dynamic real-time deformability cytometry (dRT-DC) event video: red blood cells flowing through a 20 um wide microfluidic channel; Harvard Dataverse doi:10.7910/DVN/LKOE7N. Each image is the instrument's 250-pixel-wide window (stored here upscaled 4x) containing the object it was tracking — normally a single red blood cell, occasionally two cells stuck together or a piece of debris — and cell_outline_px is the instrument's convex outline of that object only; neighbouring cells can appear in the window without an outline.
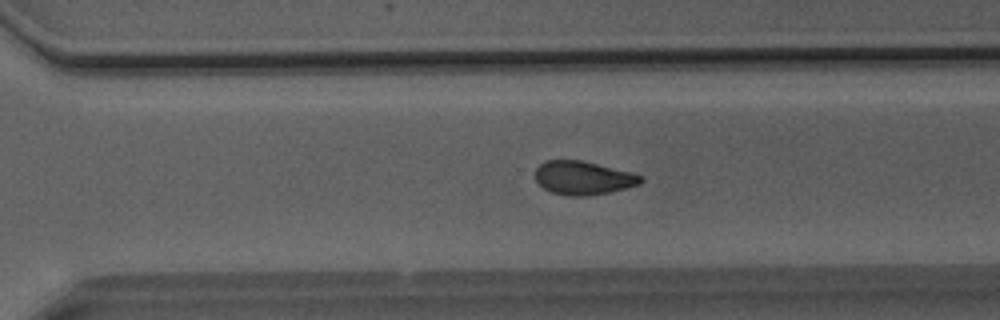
{"species": "Egyptian fruit bat (a non-hibernating species)", "species_latin": "Rousettus aegyptiacus", "temperature_condition": "room temperature", "stored_images_in_passage": 50, "camera_frame_rate_fps": 3000, "um_per_image_px": 0.085, "animal": {"sex": "male"}, "frame": {"image": 1, "passage_image": 35, "time_ms": 11.333, "image_size_px": [1000, 320], "cell_outline_px": [[644, 180], [640, 184], [608, 192], [588, 196], [568, 196], [552, 192], [544, 188], [536, 180], [536, 168], [544, 160], [580, 160], [632, 172], [644, 176]], "centroid_in_image_um": [49.58, 15.12], "position_along_channel_um": 321.0, "area_um2": 20.58}}
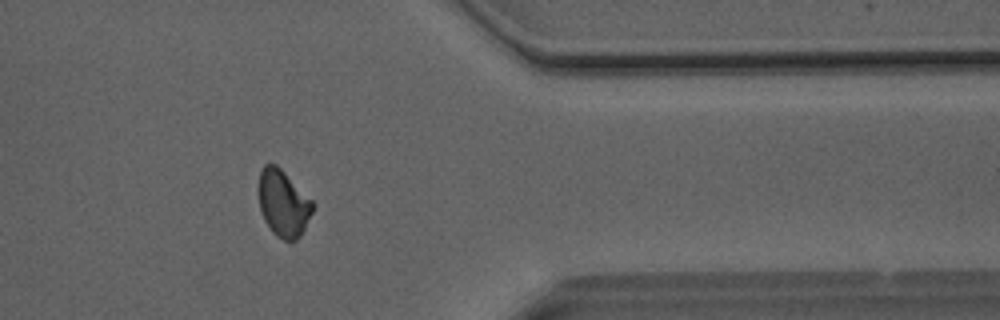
{"frame": {"image": 2, "passage_image": 41, "time_ms": 13.333, "image_size_px": [1000, 320], "cell_outline_px": [[316, 204], [300, 236], [296, 240], [284, 240], [276, 236], [272, 232], [264, 220], [260, 208], [260, 172], [264, 164], [276, 164]], "centroid_in_image_um": [24.09, 17.3], "position_along_channel_um": 387.3, "area_um2": 20.63}}
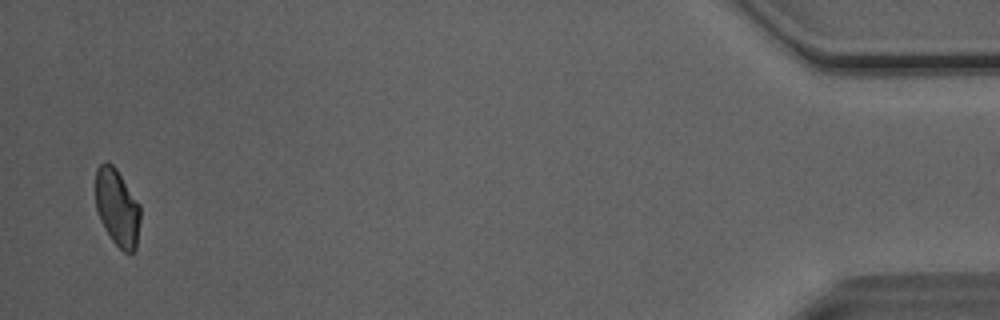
{"frame": {"image": 3, "passage_image": 49, "time_ms": 16.0, "image_size_px": [1000, 320], "cell_outline_px": [[140, 220], [136, 248], [132, 252], [124, 252], [112, 240], [100, 220], [96, 208], [96, 168], [104, 160], [112, 164], [116, 168], [140, 204]], "centroid_in_image_um": [9.97, 17.61], "position_along_channel_um": 425.2, "area_um2": 20.11}, "authors_computed_cell_mechanics": {"area_um2": 21.6172, "velocity_mm_per_s": 4.085, "shape_relaxation_time_tau1_ms": null, "shape_relaxation_time_tau2_ms": 2.77, "deformation_change_tau1": null, "deformation_change_tau2": 0.0847}}